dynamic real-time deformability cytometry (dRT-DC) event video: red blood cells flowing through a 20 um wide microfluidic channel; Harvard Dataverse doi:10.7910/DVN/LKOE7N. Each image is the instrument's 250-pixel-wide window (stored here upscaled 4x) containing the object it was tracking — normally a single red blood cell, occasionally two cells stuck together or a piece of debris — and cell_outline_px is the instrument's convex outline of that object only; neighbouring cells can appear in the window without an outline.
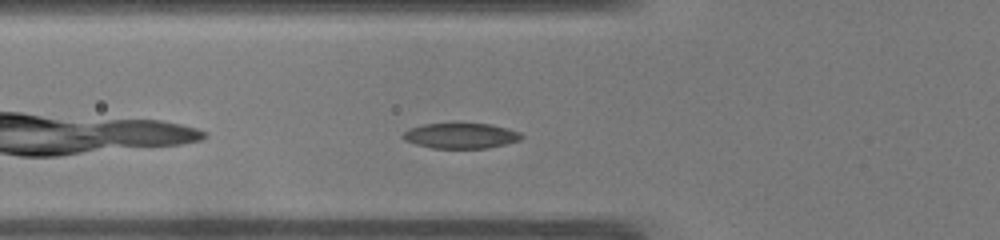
{"species": "common noctule bat (a hibernating species)", "species_latin": "Nyctalus noctula", "temperature_condition": "warm", "stored_images_in_passage": 37, "camera_frame_rate_fps": 3000, "um_per_image_px": 0.085, "animal": {"sex": "male", "body_mass_g": 19.0, "forearm_length_mm": 50.8}, "frame": {"image": 1, "passage_image": 3, "time_ms": 0.667, "image_size_px": [1000, 240], "cell_outline_px": [[524, 136], [520, 140], [488, 148], [432, 148], [416, 144], [404, 140], [400, 136], [408, 128], [424, 124], [492, 124], [508, 128], [520, 132]], "centroid_in_image_um": [39.16, 11.54], "position_along_channel_um": 86.6, "area_um2": 17.51}}
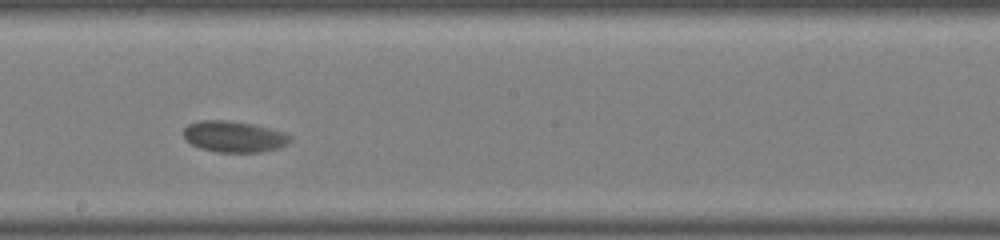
{"frame": {"image": 2, "passage_image": 14, "time_ms": 4.333, "image_size_px": [1000, 240], "cell_outline_px": [[292, 140], [288, 144], [276, 148], [260, 152], [216, 152], [200, 148], [184, 140], [184, 128], [188, 124], [200, 120], [228, 120], [252, 124], [284, 132], [292, 136]], "centroid_in_image_um": [19.88, 11.61], "position_along_channel_um": 228.3, "area_um2": 19.42}}
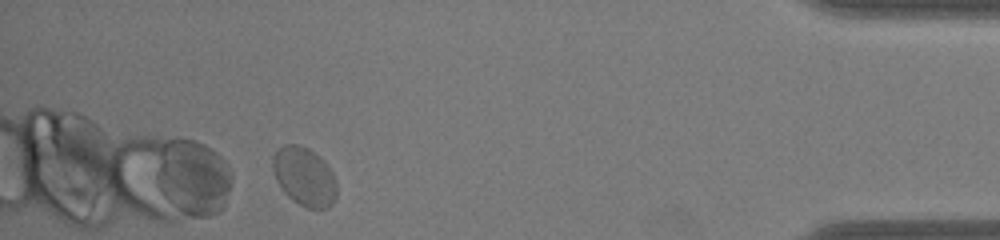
{"frame": {"image": 3, "passage_image": 32, "time_ms": 10.333, "image_size_px": [1000, 240], "cell_outline_px": [[336, 196], [332, 204], [328, 208], [308, 208], [292, 200], [284, 192], [276, 180], [272, 168], [272, 156], [284, 144], [296, 144], [308, 148], [320, 156], [328, 164], [336, 180]], "centroid_in_image_um": [25.87, 15.0], "position_along_channel_um": 409.3, "area_um2": 21.96}, "authors_computed_cell_mechanics": {"area_um2": 19.652, "velocity_mm_per_s": 3.87, "shape_relaxation_time_tau1_ms": 1.7996, "shape_relaxation_time_tau2_ms": null, "deformation_change_tau1": 0.096, "deformation_change_tau2": null}}